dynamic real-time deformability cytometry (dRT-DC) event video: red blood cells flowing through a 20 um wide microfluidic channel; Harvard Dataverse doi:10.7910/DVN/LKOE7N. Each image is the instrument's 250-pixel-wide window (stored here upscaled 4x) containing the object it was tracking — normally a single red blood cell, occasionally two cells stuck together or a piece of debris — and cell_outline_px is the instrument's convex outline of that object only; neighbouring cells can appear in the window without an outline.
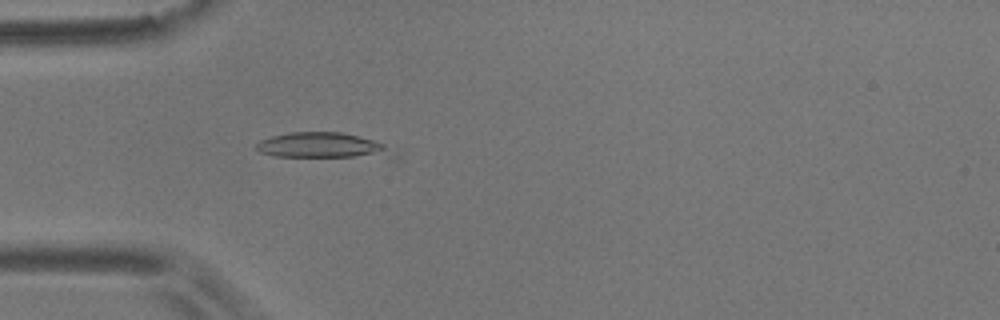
{"species": "common noctule bat (a hibernating species)", "species_latin": "Nyctalus noctula", "temperature_condition": "room temperature", "stored_images_in_passage": 49, "camera_frame_rate_fps": 3000, "um_per_image_px": 0.085, "animal": {"sex": "male", "body_mass_g": 17.9}, "frame": {"image": 1, "passage_image": 10, "time_ms": 3.0, "image_size_px": [1000, 320], "cell_outline_px": [[400, 156], [396, 160], [392, 160], [272, 156], [260, 152], [256, 148], [256, 144], [260, 140], [272, 136], [288, 132], [340, 132], [372, 140], [384, 144], [396, 152]], "centroid_in_image_um": [27.63, 12.44], "position_along_channel_um": 57.4, "area_um2": 21.68}}
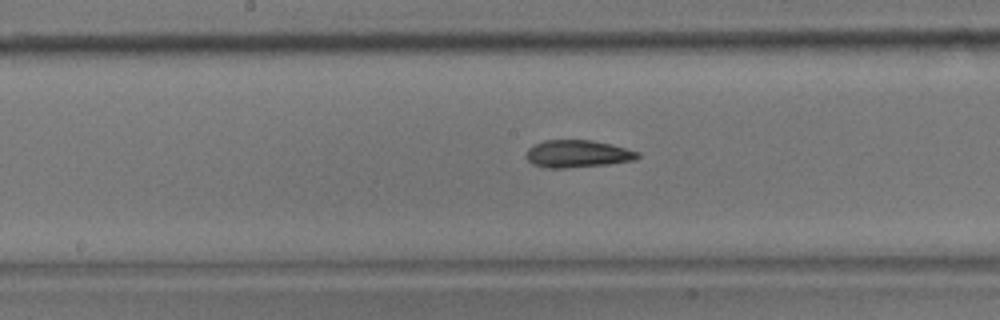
{"frame": {"image": 2, "passage_image": 22, "time_ms": 7.0, "image_size_px": [1000, 320], "cell_outline_px": [[640, 156], [636, 160], [608, 164], [564, 168], [548, 168], [532, 164], [528, 160], [528, 148], [544, 140], [592, 140], [612, 144], [640, 152]], "centroid_in_image_um": [49.14, 13.07], "position_along_channel_um": 199.1, "area_um2": 17.74}}
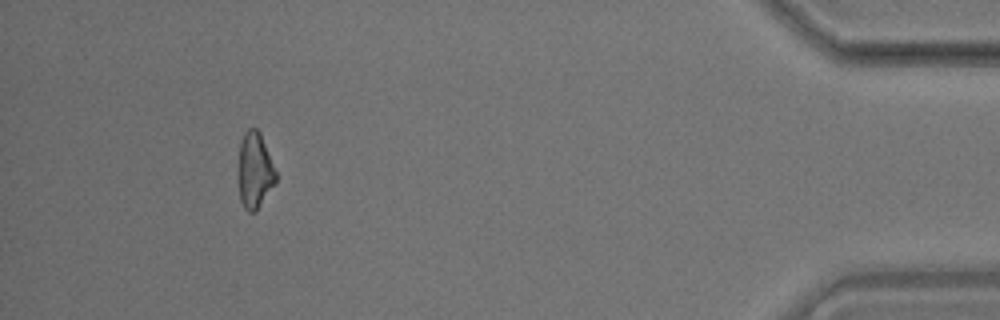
{"frame": {"image": 3, "passage_image": 45, "time_ms": 14.667, "image_size_px": [1000, 320], "cell_outline_px": [[276, 184], [256, 212], [248, 212], [244, 208], [240, 200], [240, 140], [244, 132], [248, 128], [256, 128], [260, 132], [276, 172]], "centroid_in_image_um": [21.68, 14.51], "position_along_channel_um": 413.5, "area_um2": 16.42}, "authors_computed_cell_mechanics": {"area_um2": 17.629, "velocity_mm_per_s": 3.608, "shape_relaxation_time_tau1_ms": 6.9808, "shape_relaxation_time_tau2_ms": 5.4199, "deformation_change_tau1": 0.1894, "deformation_change_tau2": 0.1059}}